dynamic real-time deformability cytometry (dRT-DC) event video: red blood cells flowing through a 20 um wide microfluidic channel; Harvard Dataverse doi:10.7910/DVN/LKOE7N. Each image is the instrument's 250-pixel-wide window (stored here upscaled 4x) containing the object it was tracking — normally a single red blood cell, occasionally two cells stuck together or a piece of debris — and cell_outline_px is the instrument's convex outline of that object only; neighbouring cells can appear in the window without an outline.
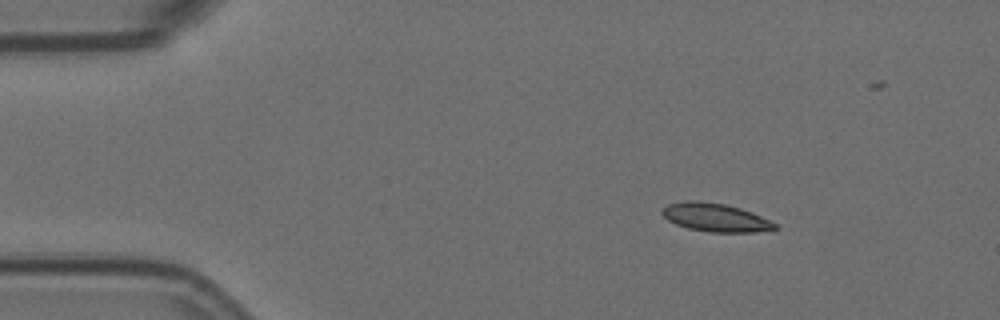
{"species": "Egyptian fruit bat (a non-hibernating species)", "species_latin": "Rousettus aegyptiacus", "temperature_condition": "room temperature", "stored_images_in_passage": 5, "camera_frame_rate_fps": 3000, "um_per_image_px": 0.085, "animal": {"sex": "female"}, "frame": {"image": 1, "passage_image": 1, "time_ms": 0.0, "image_size_px": [1000, 320], "cell_outline_px": [[780, 228], [756, 232], [708, 232], [688, 228], [676, 224], [668, 220], [660, 212], [660, 208], [668, 204], [684, 200], [700, 200], [724, 204], [740, 208], [752, 212], [776, 224]], "centroid_in_image_um": [60.77, 18.47], "position_along_channel_um": 24.2, "area_um2": 18.73}}
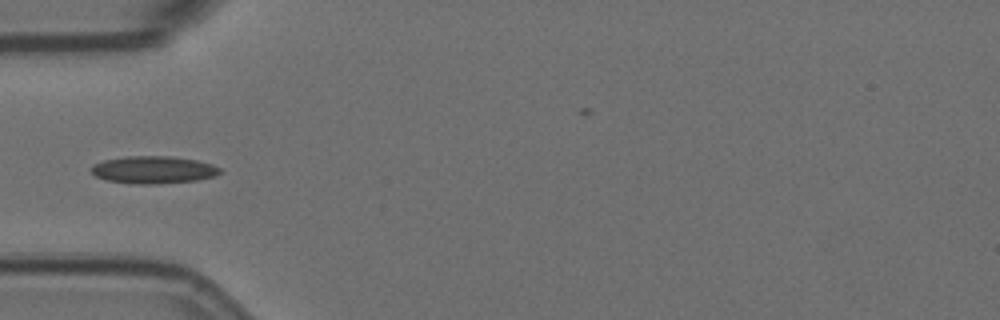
{"frame": {"image": 2, "passage_image": 4, "time_ms": 1.0, "image_size_px": [1000, 320], "cell_outline_px": [[224, 172], [216, 176], [196, 180], [156, 184], [136, 184], [108, 180], [96, 176], [88, 168], [92, 164], [104, 160], [124, 156], [168, 156], [196, 160], [212, 164], [220, 168]], "centroid_in_image_um": [13.04, 14.43], "position_along_channel_um": 72.0, "area_um2": 20.69}}